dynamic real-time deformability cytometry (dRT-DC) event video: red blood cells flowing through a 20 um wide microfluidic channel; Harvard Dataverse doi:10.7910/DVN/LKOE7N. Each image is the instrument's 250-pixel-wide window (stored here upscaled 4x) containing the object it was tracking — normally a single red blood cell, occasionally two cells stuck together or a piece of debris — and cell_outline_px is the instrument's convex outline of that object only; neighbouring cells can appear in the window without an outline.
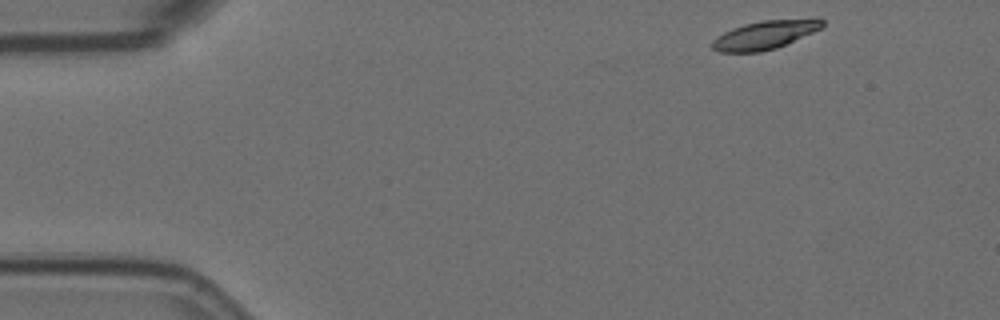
{"species": "Egyptian fruit bat (a non-hibernating species)", "species_latin": "Rousettus aegyptiacus", "temperature_condition": "room temperature", "stored_images_in_passage": 52, "camera_frame_rate_fps": 3000, "um_per_image_px": 0.085, "animal": {"sex": "female"}, "frame": {"image": 1, "passage_image": 1, "time_ms": 0.0, "image_size_px": [1000, 320], "cell_outline_px": [[824, 24], [820, 28], [812, 32], [776, 48], [760, 52], [720, 52], [712, 48], [712, 40], [724, 32], [732, 28], [744, 24], [764, 20], [816, 16], [824, 20]], "centroid_in_image_um": [65.07, 2.93], "position_along_channel_um": 19.9, "area_um2": 18.5}}
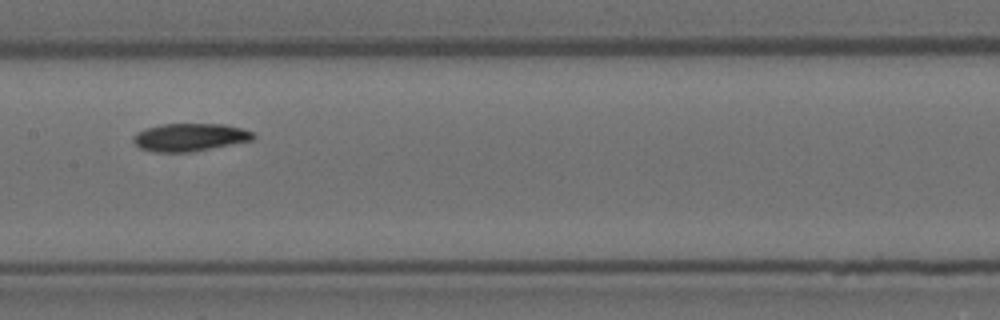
{"frame": {"image": 2, "passage_image": 23, "time_ms": 7.333, "image_size_px": [1000, 320], "cell_outline_px": [[256, 136], [252, 140], [188, 152], [152, 152], [140, 148], [132, 140], [132, 136], [136, 132], [144, 128], [160, 124], [224, 124], [240, 128], [252, 132]], "centroid_in_image_um": [16.06, 11.66], "position_along_channel_um": 191.3, "area_um2": 19.36}}
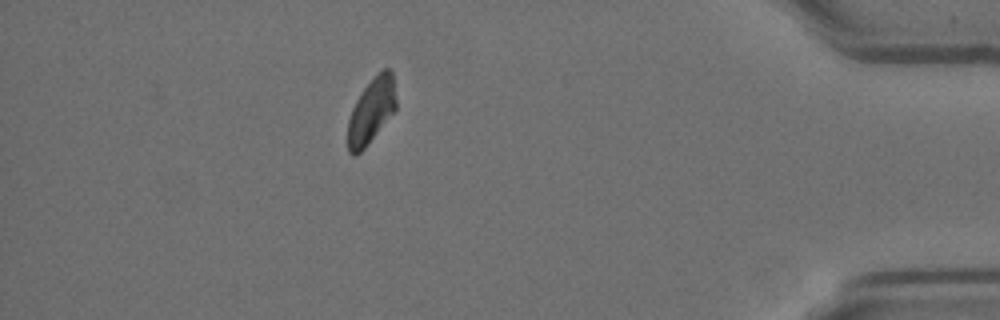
{"frame": {"image": 3, "passage_image": 45, "time_ms": 14.667, "image_size_px": [1000, 320], "cell_outline_px": [[396, 108], [364, 148], [360, 152], [352, 156], [348, 152], [348, 120], [352, 108], [360, 92], [384, 68], [388, 68], [392, 72], [396, 100]], "centroid_in_image_um": [31.54, 9.43], "position_along_channel_um": 403.7, "area_um2": 17.86}}